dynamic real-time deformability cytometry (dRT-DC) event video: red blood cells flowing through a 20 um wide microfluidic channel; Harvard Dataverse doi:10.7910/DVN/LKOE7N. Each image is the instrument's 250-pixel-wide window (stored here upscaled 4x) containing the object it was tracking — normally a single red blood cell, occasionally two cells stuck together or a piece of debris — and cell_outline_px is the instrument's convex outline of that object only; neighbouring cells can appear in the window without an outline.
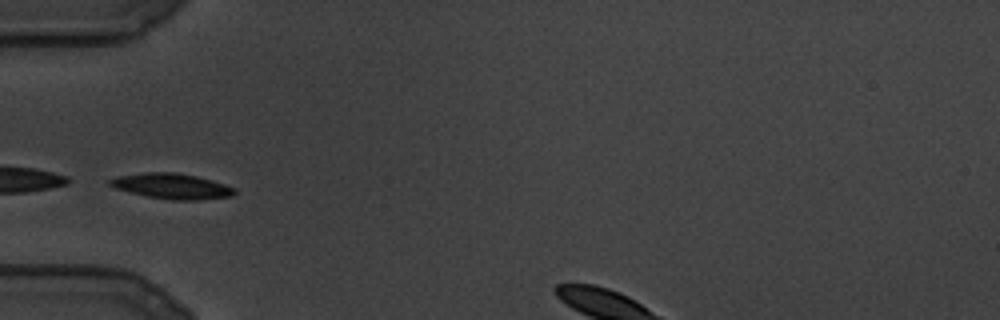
{"species": "common noctule bat (a hibernating species)", "species_latin": "Nyctalus noctula", "temperature_condition": "cold", "stored_images_in_passage": 69, "camera_frame_rate_fps": 3000, "um_per_image_px": 0.085, "animal": {"sex": "male", "body_mass_g": 19.5, "forearm_length_mm": 54.6}, "frame": {"image": 1, "passage_image": 1, "time_ms": 0.0, "image_size_px": [1000, 320], "cell_outline_px": [[236, 192], [232, 196], [200, 200], [172, 200], [148, 196], [116, 188], [108, 184], [108, 180], [116, 176], [144, 172], [176, 172], [196, 176], [212, 180], [236, 188]], "centroid_in_image_um": [14.62, 15.81], "position_along_channel_um": 70.4, "area_um2": 18.44}}